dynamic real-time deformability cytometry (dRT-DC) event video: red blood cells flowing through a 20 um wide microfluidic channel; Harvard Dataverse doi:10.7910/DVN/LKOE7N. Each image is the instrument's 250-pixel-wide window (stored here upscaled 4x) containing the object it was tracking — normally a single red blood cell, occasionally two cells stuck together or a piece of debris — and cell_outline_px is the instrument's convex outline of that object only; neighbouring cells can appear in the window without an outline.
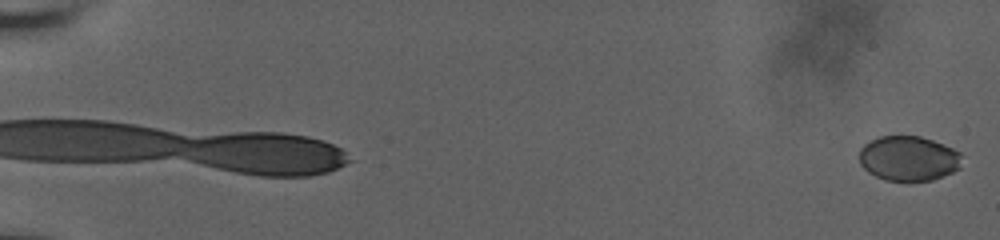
{"species": "human", "species_latin": "Homo sapiens", "temperature_condition": "room temperature", "stored_images_in_passage": 100, "camera_frame_rate_fps": 3000, "um_per_image_px": 0.085, "donor": {"sex": "male"}, "frame": {"image": 1, "passage_image": 3, "time_ms": 0.333, "image_size_px": [1000, 240], "cell_outline_px": [[960, 168], [952, 172], [932, 180], [884, 180], [868, 172], [860, 164], [860, 148], [868, 140], [880, 136], [920, 136], [932, 140], [952, 148], [960, 152]], "centroid_in_image_um": [77.19, 13.45], "position_along_channel_um": 7.8, "area_um2": 26.7}}
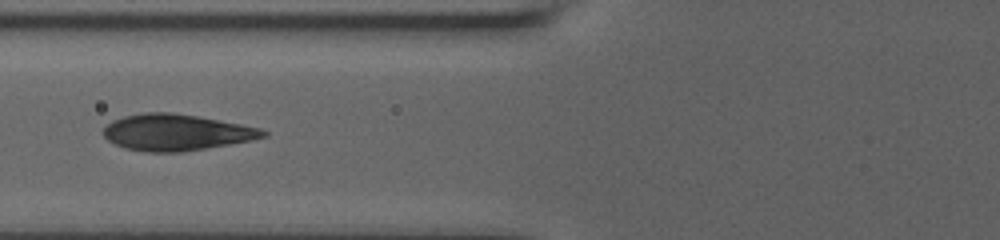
{"frame": {"image": 2, "passage_image": 57, "time_ms": 9.333, "image_size_px": [1000, 240], "cell_outline_px": [[268, 136], [252, 140], [184, 152], [148, 152], [124, 148], [108, 140], [100, 132], [112, 120], [124, 116], [144, 112], [172, 112], [196, 116], [240, 124], [260, 128], [268, 132]], "centroid_in_image_um": [14.96, 11.25], "position_along_channel_um": 110.8, "area_um2": 33.81}}
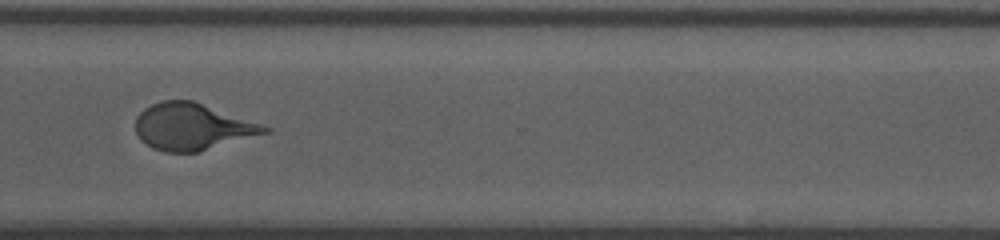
{"frame": {"image": 3, "passage_image": 99, "time_ms": 16.0, "image_size_px": [1000, 240], "cell_outline_px": [[272, 132], [196, 152], [164, 152], [152, 148], [140, 140], [136, 132], [136, 116], [144, 108], [160, 100], [192, 100], [272, 128]], "centroid_in_image_um": [16.32, 10.77], "position_along_channel_um": 354.3, "area_um2": 35.03}}